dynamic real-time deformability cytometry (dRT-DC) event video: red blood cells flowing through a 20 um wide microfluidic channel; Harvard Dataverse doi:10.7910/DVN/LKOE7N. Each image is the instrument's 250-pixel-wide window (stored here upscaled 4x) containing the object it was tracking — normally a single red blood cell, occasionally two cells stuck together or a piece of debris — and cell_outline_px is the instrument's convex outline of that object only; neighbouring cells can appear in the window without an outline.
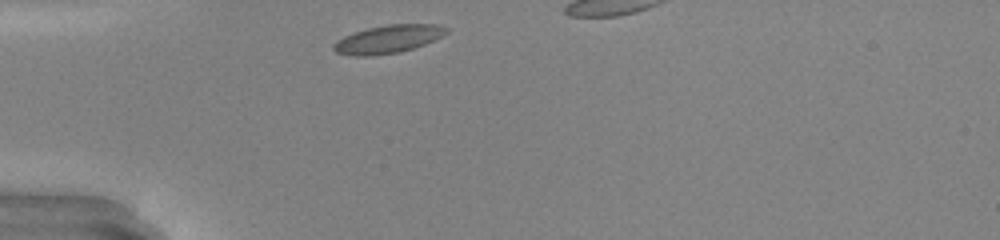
{"species": "common noctule bat (a hibernating species)", "species_latin": "Nyctalus noctula", "temperature_condition": "warm", "stored_images_in_passage": 27, "camera_frame_rate_fps": 3000, "um_per_image_px": 0.085, "animal": {"sex": "male", "body_mass_g": 20.0, "forearm_length_mm": 53.3}, "frame": {"image": 1, "passage_image": 1, "time_ms": 0.0, "image_size_px": [1000, 240], "cell_outline_px": [[448, 32], [424, 44], [400, 52], [372, 56], [352, 56], [336, 52], [332, 48], [332, 44], [336, 40], [344, 36], [368, 28], [388, 24], [436, 24], [448, 28]], "centroid_in_image_um": [32.94, 3.33], "position_along_channel_um": 52.1, "area_um2": 18.32}}
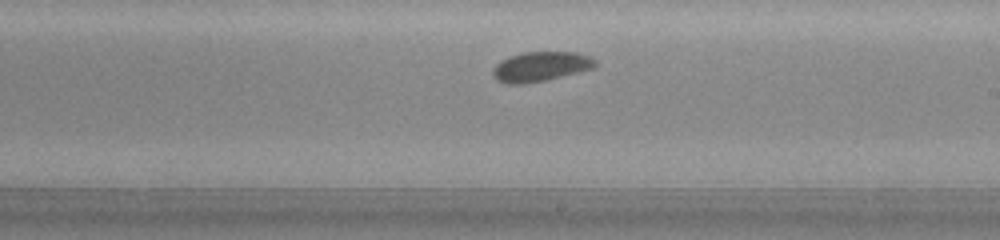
{"frame": {"image": 2, "passage_image": 16, "time_ms": 5.0, "image_size_px": [1000, 240], "cell_outline_px": [[596, 64], [592, 68], [544, 80], [524, 84], [504, 84], [496, 80], [492, 72], [496, 64], [500, 60], [508, 56], [524, 52], [576, 52], [588, 56], [596, 60]], "centroid_in_image_um": [45.89, 5.65], "position_along_channel_um": 243.1, "area_um2": 17.57}}
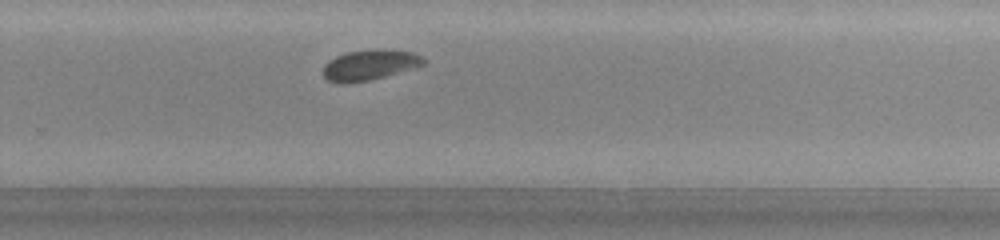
{"frame": {"image": 3, "passage_image": 20, "time_ms": 6.333, "image_size_px": [1000, 240], "cell_outline_px": [[424, 64], [416, 68], [368, 80], [340, 84], [328, 80], [324, 76], [324, 64], [328, 60], [336, 56], [348, 52], [412, 52], [420, 56], [424, 60]], "centroid_in_image_um": [31.36, 5.58], "position_along_channel_um": 298.4, "area_um2": 16.76}, "authors_computed_cell_mechanics": {"area_um2": 17.9758, "velocity_mm_per_s": 4.1558, "shape_relaxation_time_tau1_ms": 2.8918, "shape_relaxation_time_tau2_ms": 1.0736, "deformation_change_tau1": 0.059, "deformation_change_tau2": 0.0437}}